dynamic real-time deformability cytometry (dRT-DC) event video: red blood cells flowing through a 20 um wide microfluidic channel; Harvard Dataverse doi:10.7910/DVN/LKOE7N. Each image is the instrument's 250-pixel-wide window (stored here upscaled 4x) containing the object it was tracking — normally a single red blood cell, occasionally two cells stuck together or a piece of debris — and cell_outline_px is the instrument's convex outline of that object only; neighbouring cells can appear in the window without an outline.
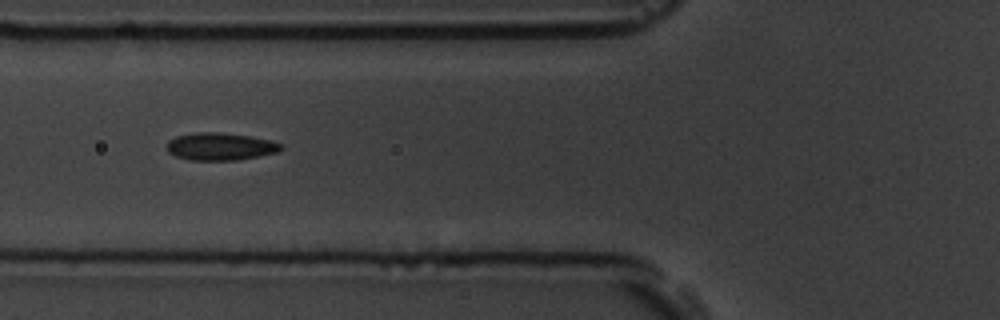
{"species": "common noctule bat (a hibernating species)", "species_latin": "Nyctalus noctula", "temperature_condition": "room temperature", "stored_images_in_passage": 6, "camera_frame_rate_fps": 3000, "um_per_image_px": 0.085, "animal": {"sex": "male", "body_mass_g": 19.5, "forearm_length_mm": 54.6}, "frame": {"image": 1, "passage_image": 2, "time_ms": 1.333, "image_size_px": [1000, 320], "cell_outline_px": [[284, 148], [276, 152], [260, 156], [236, 160], [188, 160], [176, 156], [168, 152], [164, 148], [168, 140], [176, 136], [196, 132], [216, 132], [248, 136], [272, 140], [284, 144]], "centroid_in_image_um": [18.71, 12.45], "position_along_channel_um": 107.1, "area_um2": 18.5}}
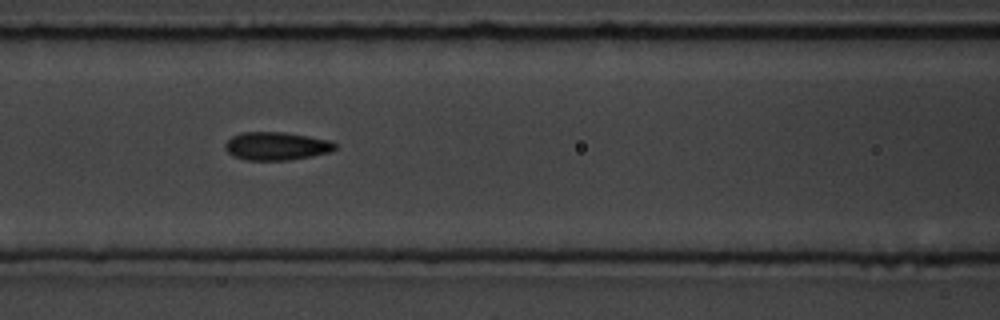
{"frame": {"image": 2, "passage_image": 3, "time_ms": 2.333, "image_size_px": [1000, 320], "cell_outline_px": [[336, 148], [332, 152], [288, 160], [248, 160], [232, 156], [224, 148], [224, 144], [232, 136], [240, 132], [284, 132], [308, 136], [328, 140], [336, 144]], "centroid_in_image_um": [23.47, 12.41], "position_along_channel_um": 143.1, "area_um2": 18.03}}
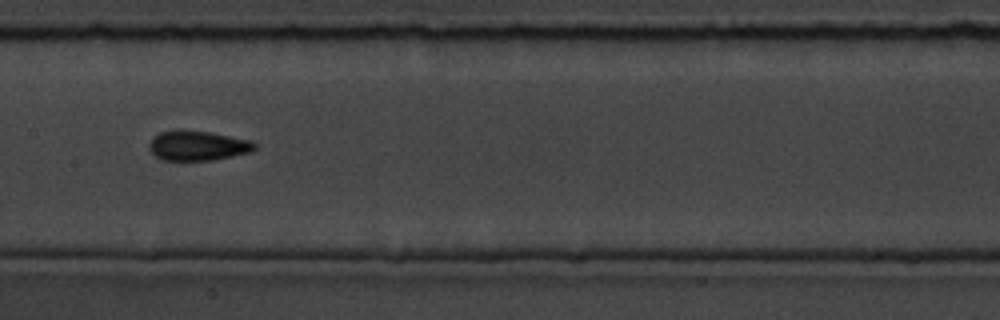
{"frame": {"image": 3, "passage_image": 4, "time_ms": 3.667, "image_size_px": [1000, 320], "cell_outline_px": [[256, 148], [252, 152], [212, 160], [164, 160], [156, 156], [148, 148], [148, 144], [152, 136], [160, 132], [176, 128], [180, 128], [208, 132], [248, 140], [256, 144]], "centroid_in_image_um": [16.74, 12.36], "position_along_channel_um": 190.7, "area_um2": 18.5}}